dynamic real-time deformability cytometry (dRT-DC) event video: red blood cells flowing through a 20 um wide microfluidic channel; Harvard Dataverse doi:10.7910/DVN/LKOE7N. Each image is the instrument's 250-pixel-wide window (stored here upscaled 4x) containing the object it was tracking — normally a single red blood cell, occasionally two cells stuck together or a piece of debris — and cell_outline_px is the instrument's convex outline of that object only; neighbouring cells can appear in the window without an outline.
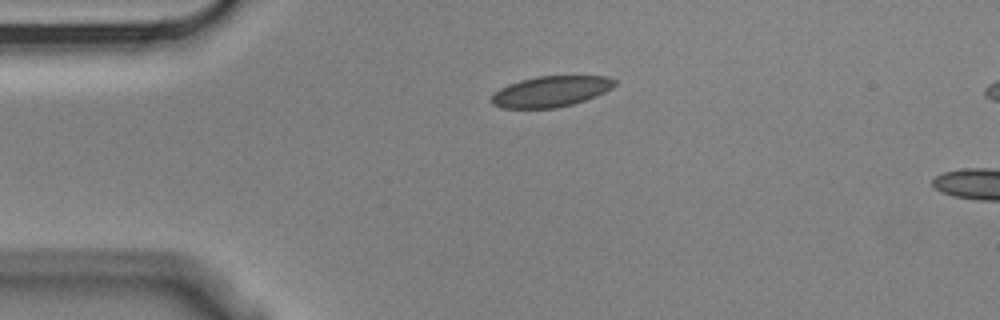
{"species": "Egyptian fruit bat (a non-hibernating species)", "species_latin": "Rousettus aegyptiacus", "temperature_condition": "cold", "stored_images_in_passage": 3, "segment_of_instrument_passage": [1, 2], "camera_frame_rate_fps": 3000, "um_per_image_px": 0.085, "animal": {"sex": "male"}, "frame": {"image": 1, "passage_image": 1, "time_ms": 0.0, "image_size_px": [1000, 320], "cell_outline_px": [[616, 84], [612, 88], [596, 96], [572, 104], [556, 108], [500, 108], [492, 104], [488, 100], [492, 92], [508, 84], [520, 80], [536, 76], [604, 76], [616, 80]], "centroid_in_image_um": [46.75, 7.78], "position_along_channel_um": 38.3, "area_um2": 22.31}}